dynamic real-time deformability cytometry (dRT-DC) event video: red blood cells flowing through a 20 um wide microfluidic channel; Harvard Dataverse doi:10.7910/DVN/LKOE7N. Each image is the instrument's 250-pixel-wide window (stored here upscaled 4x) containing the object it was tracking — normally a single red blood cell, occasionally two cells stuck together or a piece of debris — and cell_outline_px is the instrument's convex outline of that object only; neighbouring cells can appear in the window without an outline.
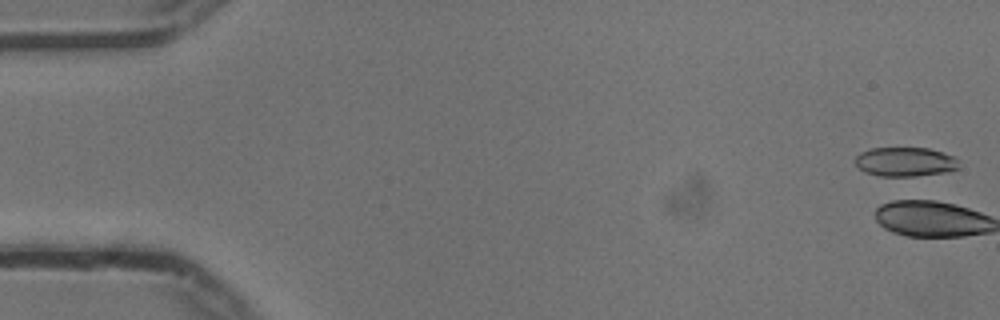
{"species": "common noctule bat (a hibernating species)", "species_latin": "Nyctalus noctula", "temperature_condition": "cold", "stored_images_in_passage": 3, "camera_frame_rate_fps": 3000, "um_per_image_px": 0.085, "animal": {"sex": "male", "body_mass_g": 13.3}, "frame": {"image": 1, "passage_image": 2, "time_ms": 0.333, "image_size_px": [1000, 320], "cell_outline_px": [[956, 168], [948, 172], [916, 176], [880, 176], [864, 172], [856, 164], [856, 156], [860, 152], [872, 148], [928, 148], [956, 156]], "centroid_in_image_um": [76.92, 13.75], "position_along_channel_um": 8.1, "area_um2": 17.57}}